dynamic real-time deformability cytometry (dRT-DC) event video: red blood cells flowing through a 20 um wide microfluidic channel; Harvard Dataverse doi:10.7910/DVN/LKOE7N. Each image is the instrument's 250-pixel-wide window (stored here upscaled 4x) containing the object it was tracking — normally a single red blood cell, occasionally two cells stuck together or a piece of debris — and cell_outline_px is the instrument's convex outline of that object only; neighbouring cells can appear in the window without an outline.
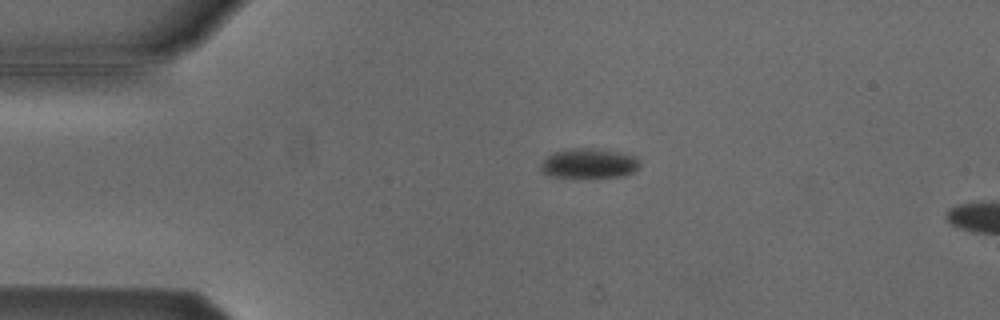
{"species": "Egyptian fruit bat (a non-hibernating species)", "species_latin": "Rousettus aegyptiacus", "temperature_condition": "cold", "stored_images_in_passage": 10, "camera_frame_rate_fps": 3000, "um_per_image_px": 0.085, "animal": {"sex": "male"}, "frame": {"image": 1, "passage_image": 6, "time_ms": 1.667, "image_size_px": [1000, 320], "cell_outline_px": [[640, 164], [632, 172], [624, 176], [548, 176], [540, 172], [540, 164], [548, 156], [556, 152], [572, 148], [580, 148], [620, 152], [636, 156]], "centroid_in_image_um": [50.04, 13.88], "position_along_channel_um": 35.0, "area_um2": 16.65}}